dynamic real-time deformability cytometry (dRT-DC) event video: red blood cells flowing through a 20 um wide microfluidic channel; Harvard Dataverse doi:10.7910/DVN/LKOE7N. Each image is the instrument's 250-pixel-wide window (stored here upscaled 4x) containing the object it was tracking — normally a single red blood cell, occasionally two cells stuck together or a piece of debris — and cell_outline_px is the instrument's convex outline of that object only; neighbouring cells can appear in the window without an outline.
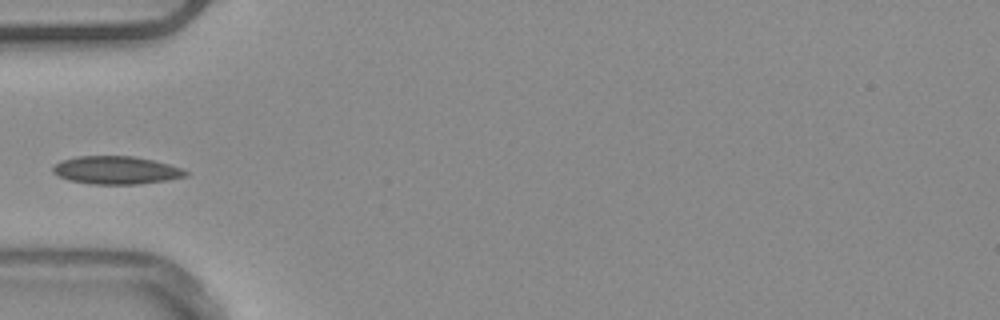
{"species": "common noctule bat (a hibernating species)", "species_latin": "Nyctalus noctula", "temperature_condition": "warm", "stored_images_in_passage": 36, "camera_frame_rate_fps": 3000, "um_per_image_px": 0.085, "animal": {"sex": "male", "body_mass_g": 20.4}, "frame": {"image": 1, "passage_image": 1, "time_ms": 0.0, "image_size_px": [1000, 320], "cell_outline_px": [[188, 176], [140, 184], [92, 184], [68, 180], [52, 172], [52, 168], [60, 160], [76, 156], [132, 156], [152, 160], [184, 168], [188, 172]], "centroid_in_image_um": [9.86, 14.46], "position_along_channel_um": 75.1, "area_um2": 21.62}}